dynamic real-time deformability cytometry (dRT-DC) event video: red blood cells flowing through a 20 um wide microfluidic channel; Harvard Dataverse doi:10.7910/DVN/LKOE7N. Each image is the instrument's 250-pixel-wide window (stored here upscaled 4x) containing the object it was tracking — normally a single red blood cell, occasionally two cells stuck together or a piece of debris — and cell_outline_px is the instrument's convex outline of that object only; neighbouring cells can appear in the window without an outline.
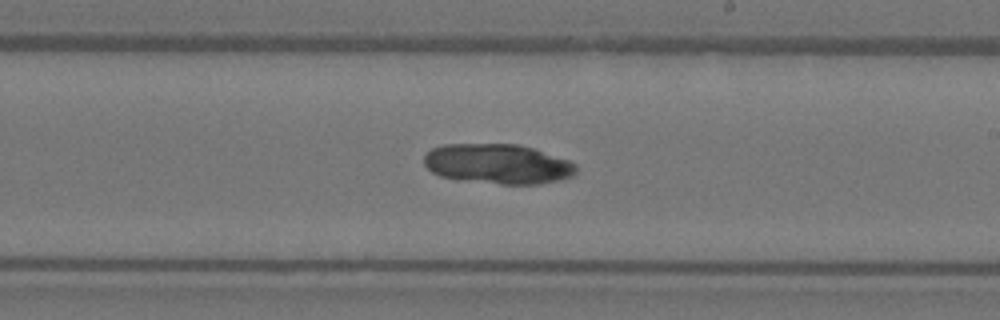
{"species": "Egyptian fruit bat (a non-hibernating species)", "species_latin": "Rousettus aegyptiacus", "temperature_condition": "warm", "stored_images_in_passage": 37, "camera_frame_rate_fps": 3000, "um_per_image_px": 0.085, "animal": {"sex": "female"}, "frame": {"image": 1, "passage_image": 23, "time_ms": 7.333, "image_size_px": [1000, 320], "cell_outline_px": [[576, 172], [572, 176], [560, 180], [540, 184], [500, 184], [440, 176], [432, 172], [424, 164], [424, 156], [432, 148], [444, 144], [520, 144], [568, 160], [576, 164]], "centroid_in_image_um": [42.32, 13.93], "position_along_channel_um": 246.7, "area_um2": 35.14}}
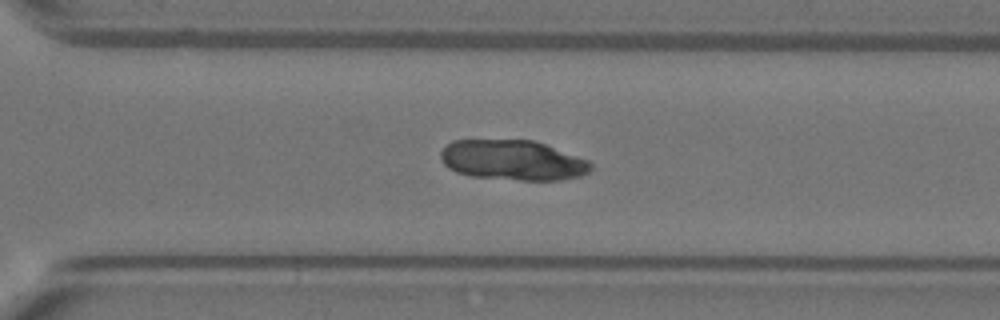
{"frame": {"image": 2, "passage_image": 29, "time_ms": 9.333, "image_size_px": [1000, 320], "cell_outline_px": [[592, 168], [588, 172], [580, 176], [560, 180], [520, 180], [472, 176], [456, 172], [448, 168], [440, 160], [440, 152], [452, 140], [532, 140], [544, 144], [588, 160], [592, 164]], "centroid_in_image_um": [43.56, 13.62], "position_along_channel_um": 327.0, "area_um2": 34.97}}
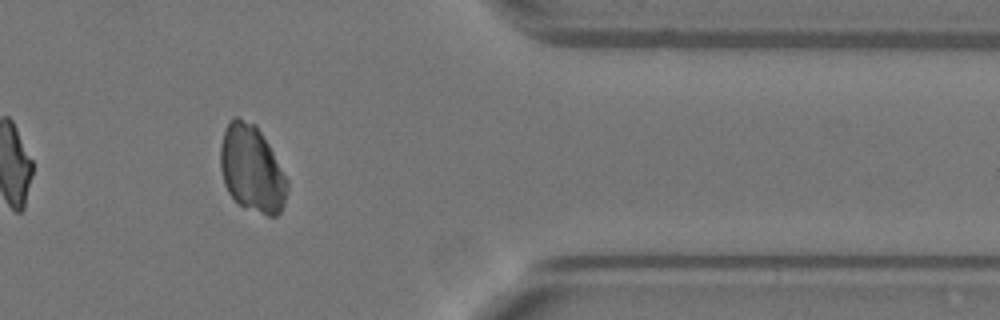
{"frame": {"image": 3, "passage_image": 35, "time_ms": 11.333, "image_size_px": [1000, 320], "cell_outline_px": [[288, 188], [284, 204], [280, 212], [276, 216], [268, 216], [244, 208], [228, 192], [224, 184], [220, 168], [220, 144], [224, 128], [228, 120], [232, 116], [236, 116], [256, 124], [268, 144], [288, 180]], "centroid_in_image_um": [21.38, 14.33], "position_along_channel_um": 390.0, "area_um2": 34.1}}